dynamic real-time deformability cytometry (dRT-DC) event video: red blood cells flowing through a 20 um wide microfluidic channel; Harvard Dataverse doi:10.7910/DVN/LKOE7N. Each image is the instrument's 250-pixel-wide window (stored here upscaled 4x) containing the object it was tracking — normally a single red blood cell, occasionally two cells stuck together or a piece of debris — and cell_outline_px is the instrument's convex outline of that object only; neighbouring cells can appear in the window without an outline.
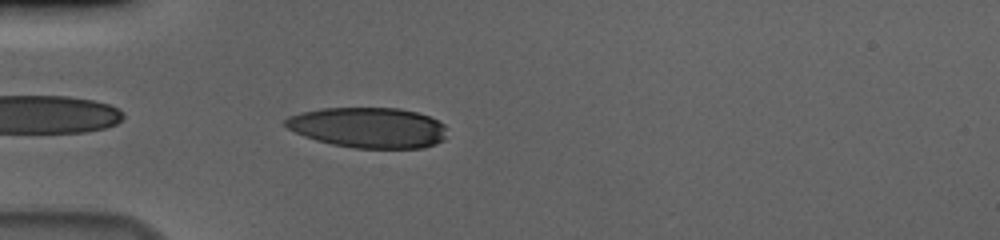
{"species": "human", "species_latin": "Homo sapiens", "temperature_condition": "cold", "stored_images_in_passage": 37, "camera_frame_rate_fps": 3000, "um_per_image_px": 0.085, "donor": {"sex": "male"}, "frame": {"image": 1, "passage_image": 2, "time_ms": 0.333, "image_size_px": [1000, 240], "cell_outline_px": [[444, 140], [436, 144], [424, 148], [356, 148], [332, 144], [316, 140], [304, 136], [288, 128], [284, 124], [284, 120], [288, 116], [300, 112], [320, 108], [400, 108], [416, 112], [428, 116], [444, 124]], "centroid_in_image_um": [31.29, 10.84], "position_along_channel_um": 53.7, "area_um2": 38.09}}
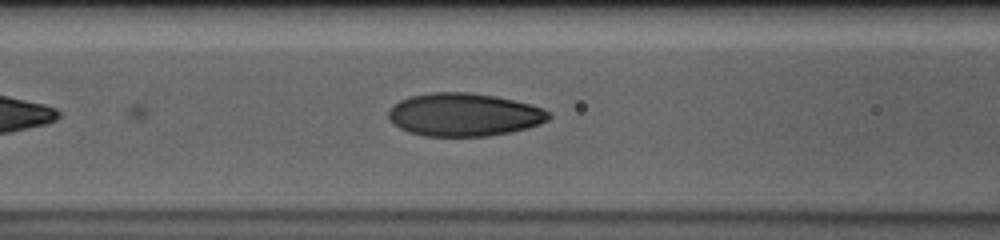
{"frame": {"image": 2, "passage_image": 9, "time_ms": 2.667, "image_size_px": [1000, 240], "cell_outline_px": [[552, 116], [548, 120], [540, 124], [528, 128], [488, 136], [424, 136], [408, 132], [400, 128], [388, 116], [388, 108], [400, 100], [412, 96], [432, 92], [468, 92], [492, 96], [532, 104], [552, 112]], "centroid_in_image_um": [39.46, 9.75], "position_along_channel_um": 127.1, "area_um2": 40.17}}
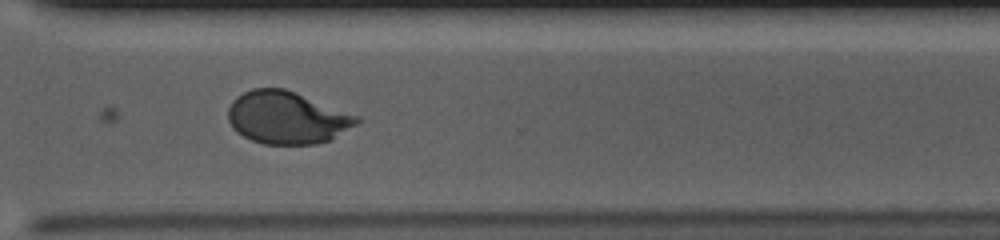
{"frame": {"image": 3, "passage_image": 27, "time_ms": 8.667, "image_size_px": [1000, 240], "cell_outline_px": [[360, 120], [356, 124], [332, 140], [316, 144], [264, 144], [252, 140], [236, 132], [232, 128], [228, 120], [228, 108], [232, 100], [236, 96], [252, 88], [284, 88], [296, 92], [360, 116]], "centroid_in_image_um": [24.39, 9.99], "position_along_channel_um": 346.2, "area_um2": 39.59}, "authors_computed_cell_mechanics": {"area_um2": 39.4196, "velocity_mm_per_s": 3.657, "shape_relaxation_time_tau1_ms": 4.6111, "shape_relaxation_time_tau2_ms": 0.8266, "deformation_change_tau1": 0.1962, "deformation_change_tau2": 0.0537}}